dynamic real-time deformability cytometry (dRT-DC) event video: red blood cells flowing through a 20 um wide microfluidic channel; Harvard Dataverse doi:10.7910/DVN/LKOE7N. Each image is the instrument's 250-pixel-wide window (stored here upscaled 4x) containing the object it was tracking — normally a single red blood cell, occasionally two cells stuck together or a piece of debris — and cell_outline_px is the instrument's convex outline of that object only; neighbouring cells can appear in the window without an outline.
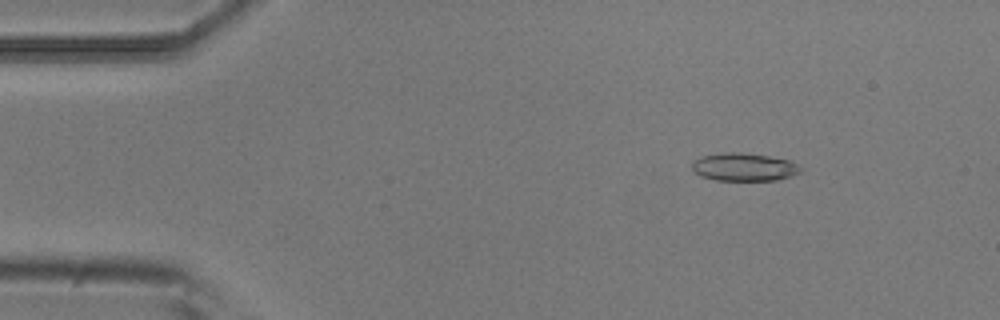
{"species": "common noctule bat (a hibernating species)", "species_latin": "Nyctalus noctula", "temperature_condition": "room temperature", "stored_images_in_passage": 5, "camera_frame_rate_fps": 3000, "um_per_image_px": 0.085, "animal": {"sex": "male", "body_mass_g": 20.5, "forearm_length_mm": 52.5}, "frame": {"image": 1, "passage_image": 2, "time_ms": 0.333, "image_size_px": [1000, 320], "cell_outline_px": [[804, 168], [800, 172], [792, 176], [776, 180], [716, 180], [700, 176], [692, 172], [692, 160], [700, 156], [724, 152], [740, 152], [768, 156], [792, 160]], "centroid_in_image_um": [63.24, 14.19], "position_along_channel_um": 21.8, "area_um2": 18.03}}
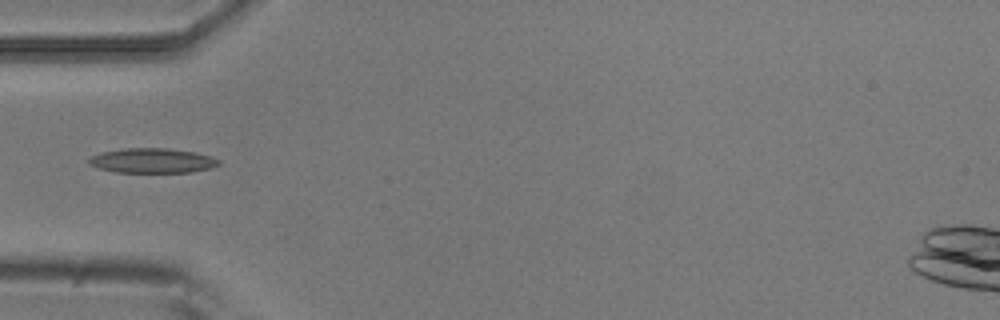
{"frame": {"image": 2, "passage_image": 5, "time_ms": 1.333, "image_size_px": [1000, 320], "cell_outline_px": [[220, 164], [212, 168], [192, 172], [116, 172], [100, 168], [88, 164], [88, 160], [92, 156], [104, 152], [128, 148], [168, 148], [196, 152], [212, 156], [220, 160]], "centroid_in_image_um": [13.02, 13.65], "position_along_channel_um": 72.0, "area_um2": 18.67}}